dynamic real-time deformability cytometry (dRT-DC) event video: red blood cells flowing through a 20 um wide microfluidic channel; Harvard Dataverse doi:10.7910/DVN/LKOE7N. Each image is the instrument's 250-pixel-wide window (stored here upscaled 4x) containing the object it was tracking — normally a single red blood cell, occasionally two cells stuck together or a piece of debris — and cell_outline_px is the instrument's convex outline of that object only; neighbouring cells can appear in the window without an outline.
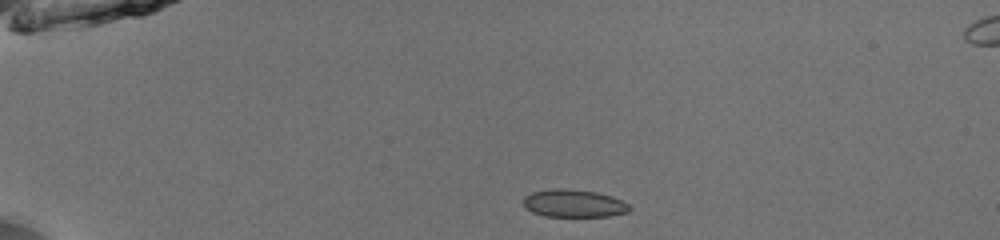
{"species": "common noctule bat (a hibernating species)", "species_latin": "Nyctalus noctula", "temperature_condition": "room temperature", "stored_images_in_passage": 41, "camera_frame_rate_fps": 3000, "um_per_image_px": 0.085, "animal": {"sex": "male", "body_mass_g": 13.0, "forearm_length_mm": 53.1}, "frame": {"image": 1, "passage_image": 1, "time_ms": 0.0, "image_size_px": [1000, 240], "cell_outline_px": [[632, 208], [628, 212], [608, 216], [544, 216], [532, 212], [524, 208], [524, 196], [532, 192], [552, 188], [564, 188], [596, 192], [612, 196], [628, 204]], "centroid_in_image_um": [48.75, 17.28], "position_along_channel_um": 36.2, "area_um2": 17.17}}
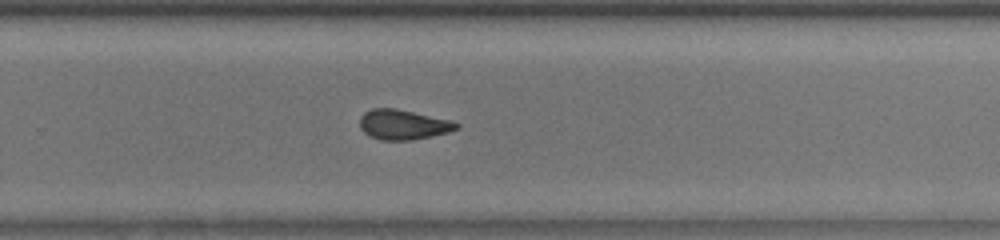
{"frame": {"image": 2, "passage_image": 25, "time_ms": 8.0, "image_size_px": [1000, 240], "cell_outline_px": [[460, 128], [448, 132], [432, 136], [412, 140], [380, 140], [368, 136], [360, 128], [360, 116], [364, 112], [372, 108], [396, 108], [448, 120], [460, 124]], "centroid_in_image_um": [34.23, 10.6], "position_along_channel_um": 295.6, "area_um2": 16.88}}
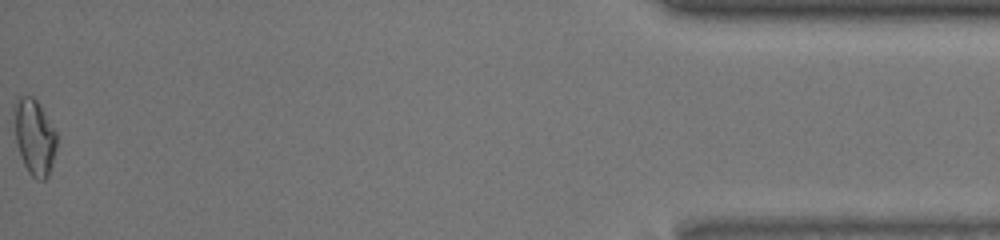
{"frame": {"image": 3, "passage_image": 41, "time_ms": 13.333, "image_size_px": [1000, 240], "cell_outline_px": [[56, 148], [48, 176], [44, 180], [36, 180], [28, 172], [20, 156], [16, 144], [12, 108], [12, 104], [16, 96], [32, 96], [36, 100], [56, 132]], "centroid_in_image_um": [2.87, 11.61], "position_along_channel_um": 432.3, "area_um2": 18.96}, "authors_computed_cell_mechanics": {"area_um2": 17.2822, "velocity_mm_per_s": 3.9745, "shape_relaxation_time_tau1_ms": 6.3653, "shape_relaxation_time_tau2_ms": 4.6614, "deformation_change_tau1": 0.1271, "deformation_change_tau2": 0.0761}}